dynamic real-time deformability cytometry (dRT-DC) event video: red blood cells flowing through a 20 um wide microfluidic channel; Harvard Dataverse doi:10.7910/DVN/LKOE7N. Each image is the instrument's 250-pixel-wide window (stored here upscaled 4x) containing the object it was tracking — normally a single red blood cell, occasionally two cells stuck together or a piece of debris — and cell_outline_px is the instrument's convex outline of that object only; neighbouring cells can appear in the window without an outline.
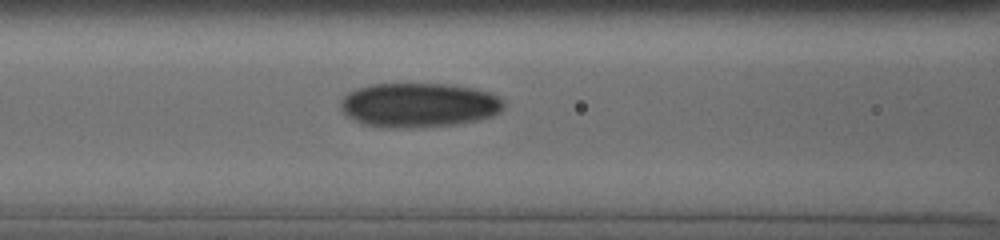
{"species": "human", "species_latin": "Homo sapiens", "temperature_condition": "cold", "stored_images_in_passage": 39, "camera_frame_rate_fps": 3000, "um_per_image_px": 0.085, "donor": {"sex": "male"}, "frame": {"image": 1, "passage_image": 22, "time_ms": 7.0, "image_size_px": [1000, 240], "cell_outline_px": [[504, 108], [500, 112], [492, 116], [480, 120], [456, 124], [408, 128], [380, 128], [364, 124], [348, 116], [340, 108], [340, 104], [344, 96], [348, 92], [356, 88], [372, 84], [452, 84], [472, 88], [488, 92], [500, 96], [504, 100]], "centroid_in_image_um": [35.62, 8.93], "position_along_channel_um": 131.0, "area_um2": 42.54}}
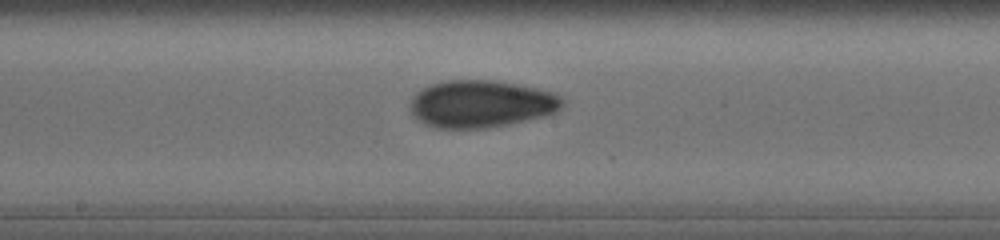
{"frame": {"image": 2, "passage_image": 28, "time_ms": 9.0, "image_size_px": [1000, 240], "cell_outline_px": [[564, 104], [556, 112], [544, 116], [508, 124], [484, 128], [436, 128], [424, 124], [412, 112], [412, 96], [416, 92], [432, 84], [448, 80], [492, 80], [516, 84], [556, 92], [564, 100]], "centroid_in_image_um": [40.94, 8.83], "position_along_channel_um": 207.3, "area_um2": 41.73}}
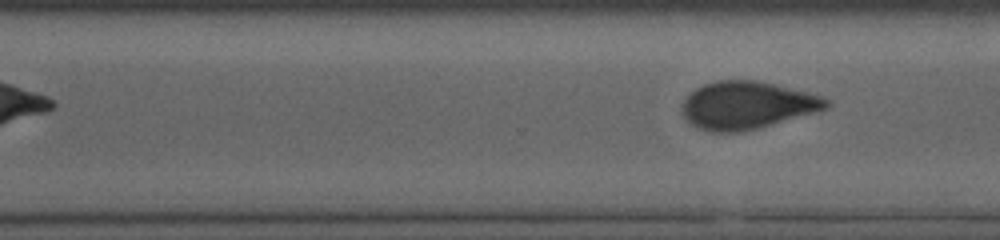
{"frame": {"image": 3, "passage_image": 39, "time_ms": 13.333, "image_size_px": [1000, 240], "cell_outline_px": [[832, 104], [828, 108], [744, 132], [708, 132], [692, 124], [684, 116], [680, 108], [680, 104], [696, 88], [704, 84], [716, 80], [756, 80], [808, 92], [820, 96], [828, 100]], "centroid_in_image_um": [63.47, 8.94], "position_along_channel_um": 307.1, "area_um2": 39.82}}